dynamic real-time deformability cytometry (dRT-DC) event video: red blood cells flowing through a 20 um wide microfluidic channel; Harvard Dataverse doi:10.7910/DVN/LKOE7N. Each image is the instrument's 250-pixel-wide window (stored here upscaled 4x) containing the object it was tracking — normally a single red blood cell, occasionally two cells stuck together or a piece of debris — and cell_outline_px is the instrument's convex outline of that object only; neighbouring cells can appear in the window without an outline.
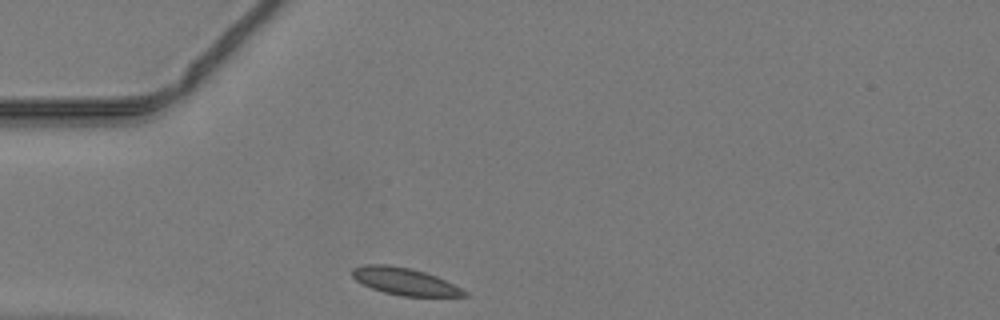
{"species": "common noctule bat (a hibernating species)", "species_latin": "Nyctalus noctula", "temperature_condition": "warm", "stored_images_in_passage": 35, "camera_frame_rate_fps": 3000, "um_per_image_px": 0.085, "animal": {"sex": "male", "body_mass_g": 19.2, "forearm_length_mm": 51.8}, "frame": {"image": 1, "passage_image": 1, "time_ms": 0.0, "image_size_px": [1000, 320], "cell_outline_px": [[468, 296], [400, 296], [384, 292], [372, 288], [356, 280], [352, 276], [352, 268], [364, 264], [388, 264], [412, 268], [436, 276], [468, 292]], "centroid_in_image_um": [34.37, 23.91], "position_along_channel_um": 50.6, "area_um2": 17.63}}
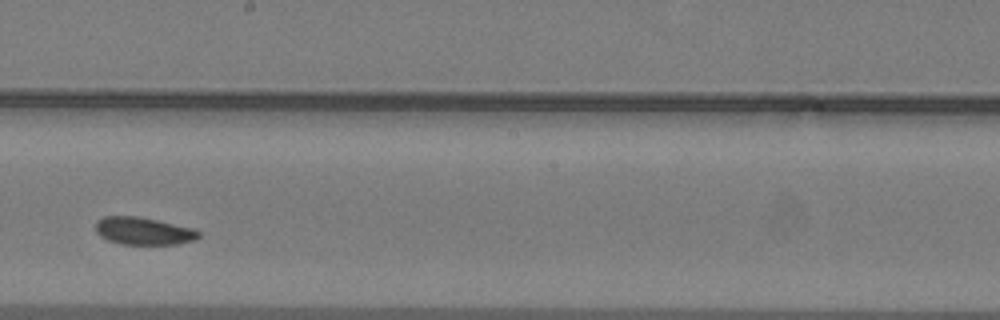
{"frame": {"image": 2, "passage_image": 15, "time_ms": 4.667, "image_size_px": [1000, 320], "cell_outline_px": [[200, 236], [196, 240], [176, 244], [120, 244], [108, 240], [100, 236], [96, 232], [96, 220], [104, 216], [136, 216], [196, 228], [200, 232]], "centroid_in_image_um": [12.21, 19.63], "position_along_channel_um": 236.0, "area_um2": 16.65}}
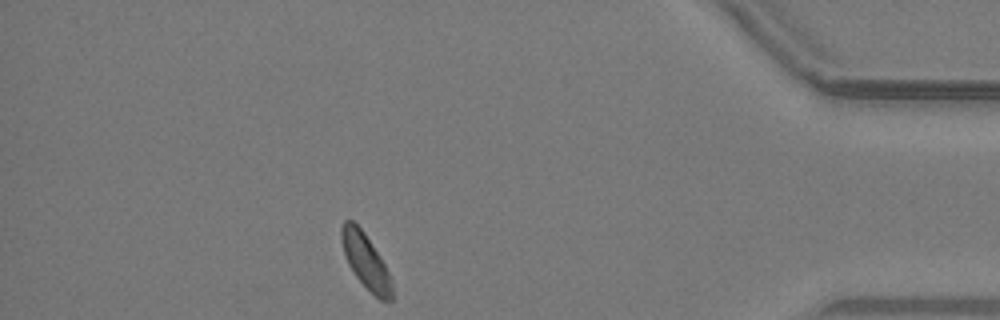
{"frame": {"image": 3, "passage_image": 30, "time_ms": 9.667, "image_size_px": [1000, 320], "cell_outline_px": [[392, 300], [380, 300], [356, 276], [348, 264], [344, 252], [340, 236], [340, 228], [344, 220], [352, 220], [364, 232], [380, 256], [388, 272], [392, 284]], "centroid_in_image_um": [31.06, 22.15], "position_along_channel_um": 404.1, "area_um2": 15.78}}